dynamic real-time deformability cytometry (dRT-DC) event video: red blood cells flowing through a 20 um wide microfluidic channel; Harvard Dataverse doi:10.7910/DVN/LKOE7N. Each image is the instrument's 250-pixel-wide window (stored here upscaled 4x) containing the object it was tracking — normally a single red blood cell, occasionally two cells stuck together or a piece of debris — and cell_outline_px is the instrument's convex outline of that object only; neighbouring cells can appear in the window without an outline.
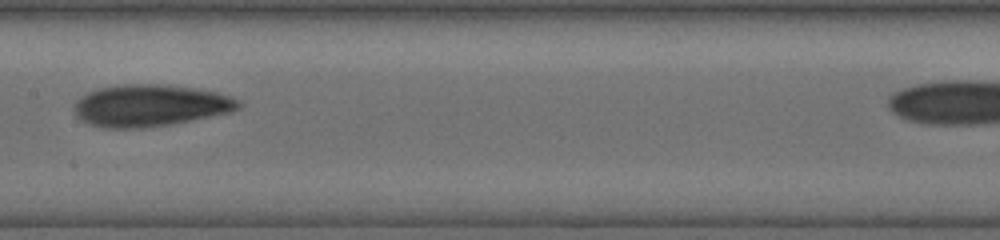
{"species": "human", "species_latin": "Homo sapiens", "temperature_condition": "cold", "stored_images_in_passage": 12, "camera_frame_rate_fps": 3000, "um_per_image_px": 0.085, "donor": {"sex": "female"}, "frame": {"image": 1, "passage_image": 6, "time_ms": 5.333, "image_size_px": [1000, 240], "cell_outline_px": [[240, 108], [228, 112], [172, 124], [144, 128], [104, 128], [88, 124], [76, 116], [72, 108], [76, 100], [80, 96], [88, 92], [100, 88], [116, 84], [164, 84], [196, 88], [216, 92], [240, 100]], "centroid_in_image_um": [12.7, 8.96], "position_along_channel_um": 194.7, "area_um2": 40.29}}
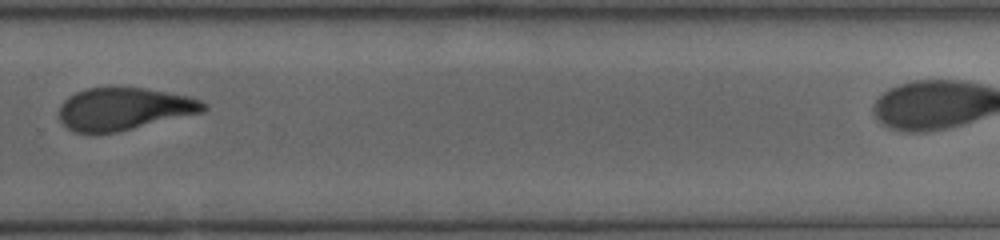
{"frame": {"image": 2, "passage_image": 9, "time_ms": 8.333, "image_size_px": [1000, 240], "cell_outline_px": [[208, 108], [204, 112], [116, 132], [76, 132], [68, 128], [60, 120], [60, 104], [68, 96], [76, 92], [88, 88], [144, 88], [188, 96], [200, 100], [208, 104]], "centroid_in_image_um": [10.56, 9.25], "position_along_channel_um": 319.2, "area_um2": 35.32}}
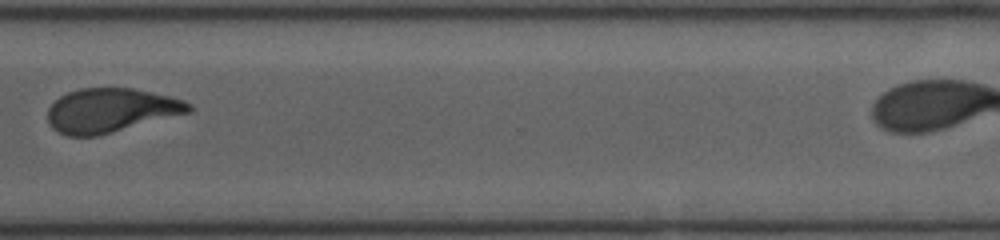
{"frame": {"image": 3, "passage_image": 10, "time_ms": 9.333, "image_size_px": [1000, 240], "cell_outline_px": [[192, 112], [96, 136], [68, 136], [52, 128], [48, 120], [48, 108], [60, 96], [68, 92], [80, 88], [132, 88], [168, 96], [184, 100], [192, 104]], "centroid_in_image_um": [9.43, 9.38], "position_along_channel_um": 361.2, "area_um2": 36.07}}